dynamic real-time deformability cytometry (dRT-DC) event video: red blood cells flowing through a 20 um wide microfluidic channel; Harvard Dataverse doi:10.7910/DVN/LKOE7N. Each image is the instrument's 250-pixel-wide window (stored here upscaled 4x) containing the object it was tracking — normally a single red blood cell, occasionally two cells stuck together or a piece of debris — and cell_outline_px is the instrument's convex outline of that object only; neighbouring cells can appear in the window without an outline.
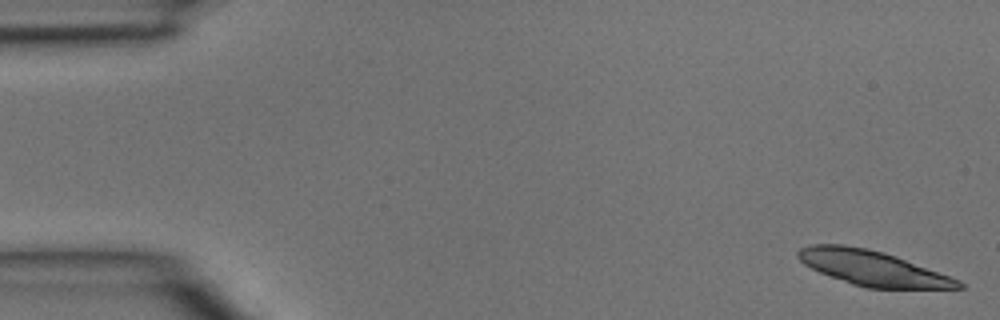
{"species": "common noctule bat (a hibernating species)", "species_latin": "Nyctalus noctula", "temperature_condition": "room temperature", "stored_images_in_passage": 5, "segment_of_instrument_passage": [2, 2], "camera_frame_rate_fps": 3000, "um_per_image_px": 0.085, "animal": {"sex": "male", "body_mass_g": 15.6}, "frame": {"image": 1, "passage_image": 5, "time_ms": 1.333, "image_size_px": [1000, 320], "cell_outline_px": [[964, 288], [868, 288], [852, 284], [820, 272], [804, 264], [796, 256], [796, 252], [800, 248], [812, 244], [844, 244], [868, 248], [884, 252], [896, 256], [960, 280], [964, 284]], "centroid_in_image_um": [74.14, 22.77], "position_along_channel_um": 10.9, "area_um2": 32.48}}